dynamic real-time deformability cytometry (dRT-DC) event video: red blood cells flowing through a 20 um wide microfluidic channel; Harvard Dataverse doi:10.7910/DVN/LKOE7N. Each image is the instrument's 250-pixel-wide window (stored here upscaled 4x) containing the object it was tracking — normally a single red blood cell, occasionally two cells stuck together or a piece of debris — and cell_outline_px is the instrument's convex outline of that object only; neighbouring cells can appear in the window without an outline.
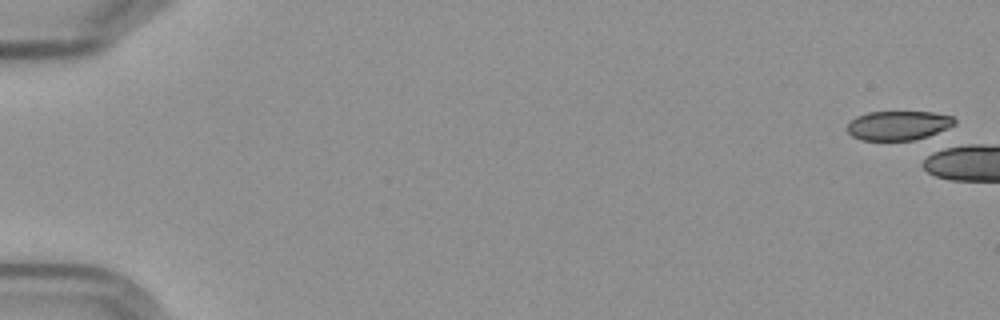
{"species": "Egyptian fruit bat (a non-hibernating species)", "species_latin": "Rousettus aegyptiacus", "temperature_condition": "cold", "stored_images_in_passage": 7, "camera_frame_rate_fps": 3000, "um_per_image_px": 0.085, "frame": {"image": 1, "passage_image": 1, "time_ms": 0.0, "image_size_px": [1000, 320], "cell_outline_px": [[956, 124], [928, 140], [860, 140], [852, 136], [848, 132], [848, 124], [856, 116], [868, 112], [932, 112], [952, 116], [956, 120]], "centroid_in_image_um": [76.45, 10.69], "position_along_channel_um": 8.5, "area_um2": 18.84}}
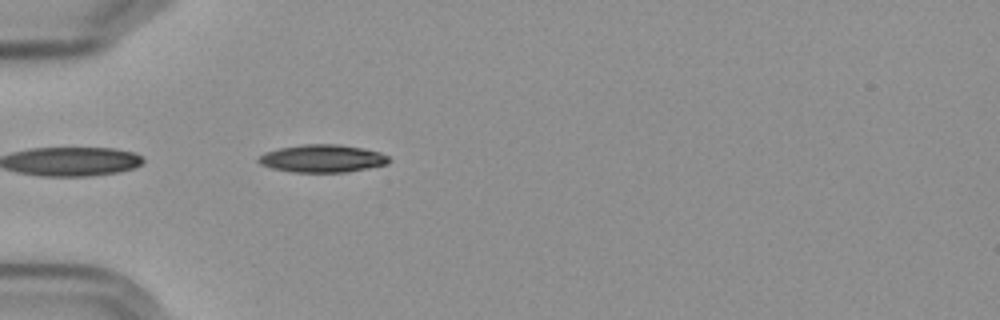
{"frame": {"image": 2, "passage_image": 7, "time_ms": 7.667, "image_size_px": [1000, 320], "cell_outline_px": [[392, 160], [388, 164], [348, 172], [292, 172], [272, 168], [260, 164], [256, 160], [264, 152], [280, 148], [304, 144], [336, 144], [364, 148], [380, 152], [388, 156]], "centroid_in_image_um": [27.42, 13.47], "position_along_channel_um": 57.6, "area_um2": 21.15}}